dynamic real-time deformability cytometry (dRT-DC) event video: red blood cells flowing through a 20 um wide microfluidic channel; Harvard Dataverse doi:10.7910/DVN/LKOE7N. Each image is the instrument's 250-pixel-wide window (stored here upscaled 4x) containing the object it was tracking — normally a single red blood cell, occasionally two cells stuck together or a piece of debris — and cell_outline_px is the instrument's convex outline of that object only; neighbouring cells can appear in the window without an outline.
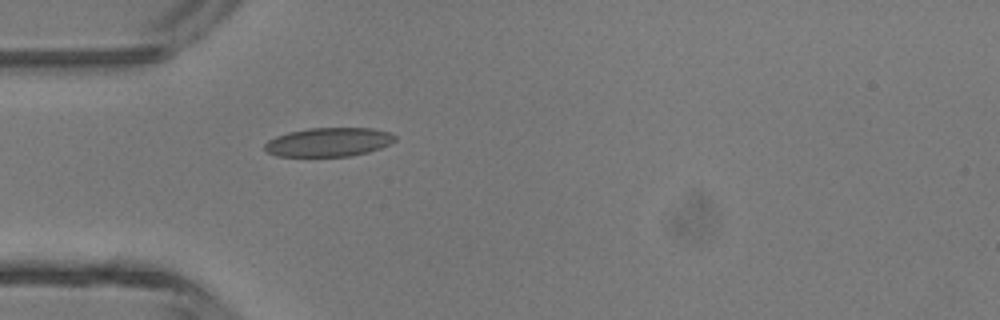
{"species": "common noctule bat (a hibernating species)", "species_latin": "Nyctalus noctula", "temperature_condition": "room temperature", "stored_images_in_passage": 1, "camera_frame_rate_fps": 3000, "um_per_image_px": 0.085, "animal": {"sex": "male", "body_mass_g": 13.3}, "frame": {"image": 1, "passage_image": 1, "time_ms": 0.0, "image_size_px": [1000, 320], "cell_outline_px": [[396, 140], [380, 148], [368, 152], [352, 156], [276, 156], [268, 152], [264, 148], [264, 144], [268, 140], [276, 136], [288, 132], [308, 128], [372, 128], [392, 132], [396, 136]], "centroid_in_image_um": [27.95, 12.07], "position_along_channel_um": 57.1, "area_um2": 22.02}}